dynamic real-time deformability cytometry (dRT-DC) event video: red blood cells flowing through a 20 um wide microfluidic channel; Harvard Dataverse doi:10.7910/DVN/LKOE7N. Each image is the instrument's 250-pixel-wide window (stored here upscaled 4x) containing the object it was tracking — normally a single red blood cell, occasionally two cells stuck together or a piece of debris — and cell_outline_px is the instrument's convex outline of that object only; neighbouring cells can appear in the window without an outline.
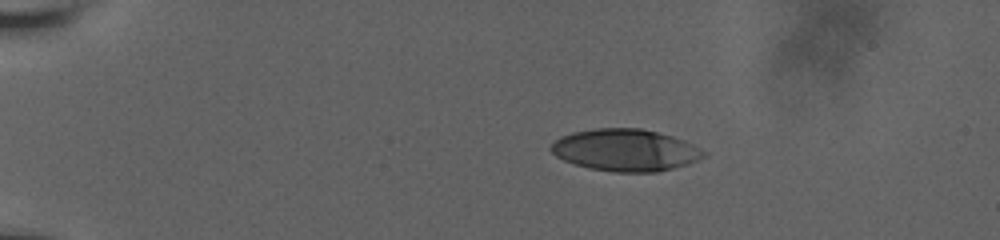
{"species": "human", "species_latin": "Homo sapiens", "temperature_condition": "room temperature", "stored_images_in_passage": 46, "camera_frame_rate_fps": 3000, "um_per_image_px": 0.085, "donor": {"sex": "male"}, "frame": {"image": 1, "passage_image": 1, "time_ms": 0.0, "image_size_px": [1000, 240], "cell_outline_px": [[708, 152], [704, 156], [688, 164], [656, 172], [616, 172], [588, 168], [564, 160], [556, 156], [548, 148], [560, 136], [572, 132], [596, 128], [640, 128], [672, 136], [684, 140]], "centroid_in_image_um": [53.15, 12.75], "position_along_channel_um": 31.9, "area_um2": 37.28}}
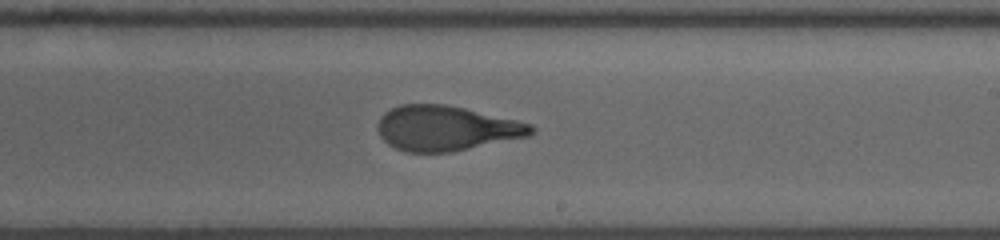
{"frame": {"image": 2, "passage_image": 25, "time_ms": 8.0, "image_size_px": [1000, 240], "cell_outline_px": [[536, 128], [528, 136], [452, 152], [408, 152], [396, 148], [388, 144], [380, 136], [376, 128], [376, 124], [380, 116], [384, 112], [400, 104], [444, 104], [464, 108], [516, 120], [532, 124]], "centroid_in_image_um": [37.88, 10.9], "position_along_channel_um": 251.1, "area_um2": 40.17}}
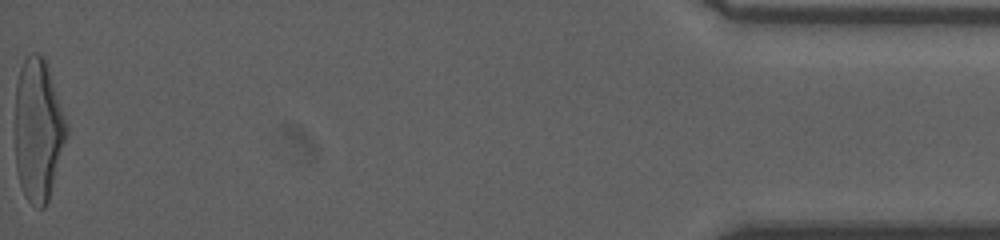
{"frame": {"image": 3, "passage_image": 46, "time_ms": 15.0, "image_size_px": [1000, 240], "cell_outline_px": [[68, 136], [48, 200], [44, 208], [36, 208], [24, 196], [16, 172], [16, 84], [20, 68], [24, 60], [32, 52], [36, 52], [44, 56], [68, 124]], "centroid_in_image_um": [3.26, 11.06], "position_along_channel_um": 431.9, "area_um2": 42.83}, "authors_computed_cell_mechanics": {"area_um2": 40.4889, "velocity_mm_per_s": 3.8293, "shape_relaxation_time_tau1_ms": 5.1805, "shape_relaxation_time_tau2_ms": 1.1319, "deformation_change_tau1": 0.2293, "deformation_change_tau2": 0.0983}}